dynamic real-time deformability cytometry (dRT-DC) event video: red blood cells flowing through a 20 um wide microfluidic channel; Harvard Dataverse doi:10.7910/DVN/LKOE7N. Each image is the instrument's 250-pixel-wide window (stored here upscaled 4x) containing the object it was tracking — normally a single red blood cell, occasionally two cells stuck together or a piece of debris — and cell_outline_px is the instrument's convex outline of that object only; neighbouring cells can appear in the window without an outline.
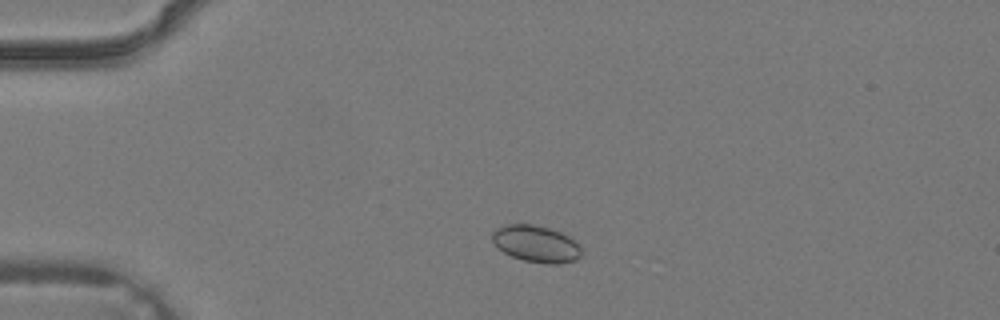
{"species": "common noctule bat (a hibernating species)", "species_latin": "Nyctalus noctula", "temperature_condition": "warm", "stored_images_in_passage": 15, "camera_frame_rate_fps": 3000, "um_per_image_px": 0.085, "animal": {"sex": "male", "body_mass_g": 19.2, "forearm_length_mm": 51.8}, "frame": {"image": 1, "passage_image": 2, "time_ms": 0.333, "image_size_px": [1000, 320], "cell_outline_px": [[580, 256], [576, 260], [560, 264], [548, 264], [524, 260], [512, 256], [504, 252], [492, 240], [492, 232], [496, 228], [508, 224], [532, 224], [548, 228], [560, 232], [568, 236], [580, 248]], "centroid_in_image_um": [45.55, 20.73], "position_along_channel_um": 39.4, "area_um2": 18.79}}
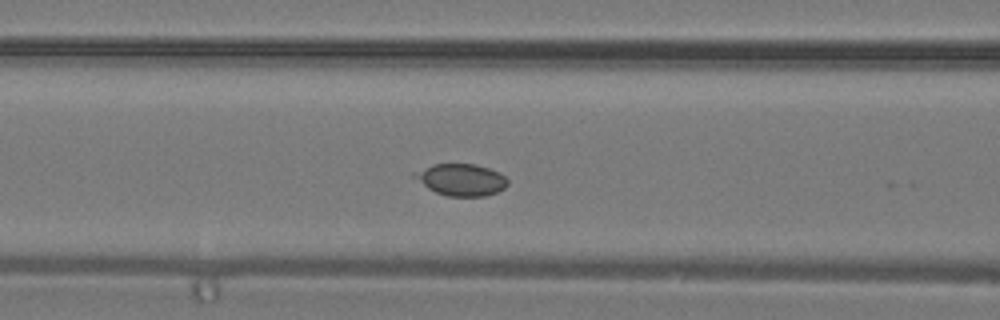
{"frame": {"image": 2, "passage_image": 9, "time_ms": 2.667, "image_size_px": [1000, 320], "cell_outline_px": [[508, 184], [504, 188], [496, 192], [484, 196], [448, 196], [436, 192], [428, 188], [412, 176], [412, 172], [432, 164], [476, 164], [500, 172], [508, 180]], "centroid_in_image_um": [39.19, 15.26], "position_along_channel_um": 127.4, "area_um2": 17.28}}
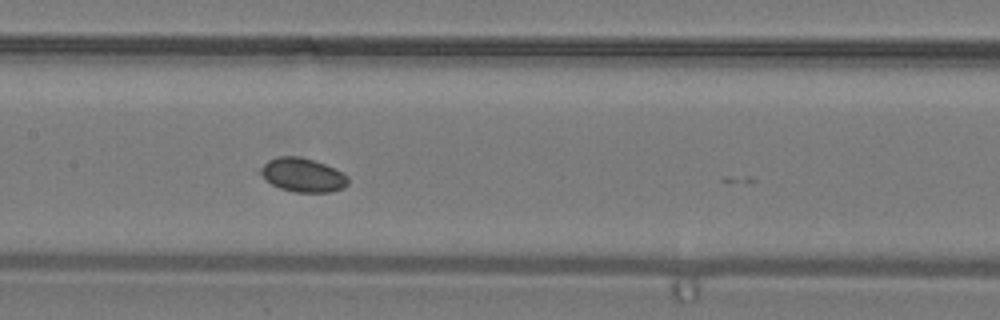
{"frame": {"image": 3, "passage_image": 12, "time_ms": 3.667, "image_size_px": [1000, 320], "cell_outline_px": [[348, 184], [344, 188], [332, 192], [296, 192], [280, 188], [272, 184], [260, 172], [264, 164], [268, 160], [280, 156], [300, 156], [324, 164], [348, 176]], "centroid_in_image_um": [25.76, 14.88], "position_along_channel_um": 181.6, "area_um2": 16.94}}